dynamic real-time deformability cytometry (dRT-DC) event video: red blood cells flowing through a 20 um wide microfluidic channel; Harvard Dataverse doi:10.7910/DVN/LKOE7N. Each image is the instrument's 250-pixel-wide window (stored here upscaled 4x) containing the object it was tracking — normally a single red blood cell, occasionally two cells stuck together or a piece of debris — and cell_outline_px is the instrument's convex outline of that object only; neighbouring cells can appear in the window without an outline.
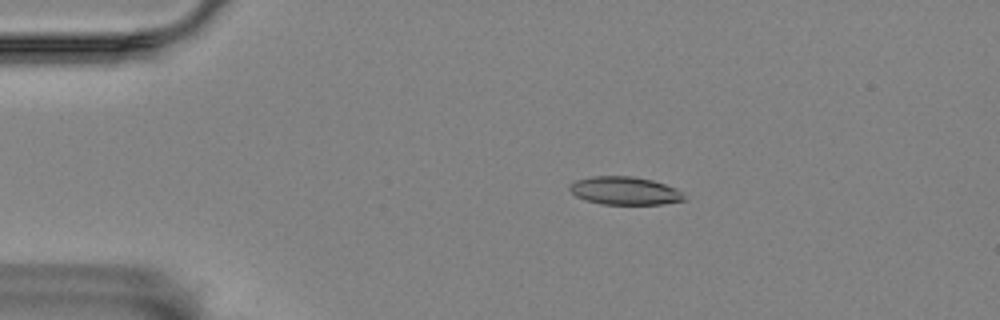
{"species": "Egyptian fruit bat (a non-hibernating species)", "species_latin": "Rousettus aegyptiacus", "temperature_condition": "room temperature", "stored_images_in_passage": 57, "camera_frame_rate_fps": 3000, "um_per_image_px": 0.085, "animal": {"sex": "female"}, "frame": {"image": 1, "passage_image": 11, "time_ms": 3.333, "image_size_px": [1000, 320], "cell_outline_px": [[688, 200], [660, 204], [604, 204], [584, 200], [576, 196], [568, 188], [576, 180], [592, 176], [632, 176], [652, 180], [676, 188]], "centroid_in_image_um": [53.11, 16.21], "position_along_channel_um": 31.9, "area_um2": 18.61}}
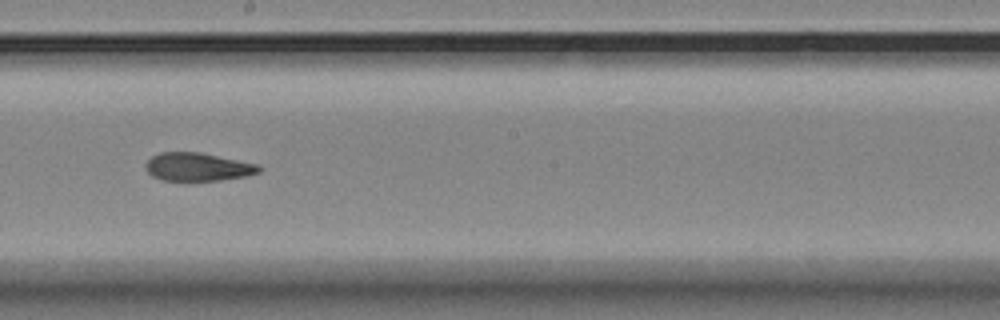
{"frame": {"image": 2, "passage_image": 32, "time_ms": 10.333, "image_size_px": [1000, 320], "cell_outline_px": [[260, 172], [244, 176], [220, 180], [160, 180], [152, 176], [144, 168], [144, 164], [152, 156], [160, 152], [200, 152], [260, 164]], "centroid_in_image_um": [16.79, 14.17], "position_along_channel_um": 231.4, "area_um2": 18.67}}
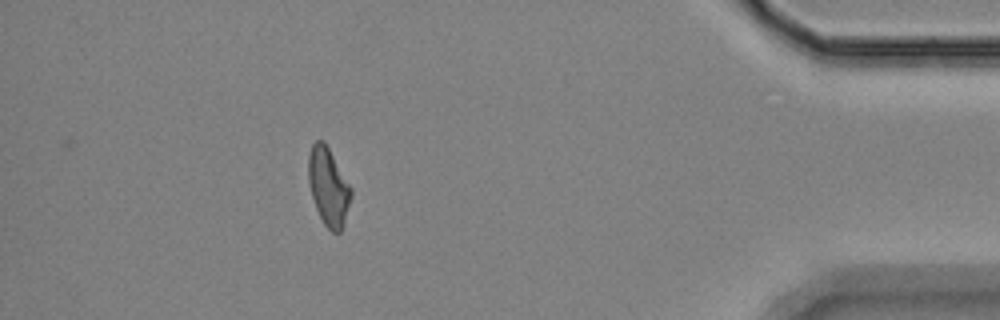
{"frame": {"image": 3, "passage_image": 51, "time_ms": 16.667, "image_size_px": [1000, 320], "cell_outline_px": [[352, 196], [344, 224], [340, 232], [332, 232], [324, 224], [316, 208], [312, 196], [308, 180], [308, 156], [312, 144], [316, 140], [324, 140], [352, 188]], "centroid_in_image_um": [27.92, 15.86], "position_along_channel_um": 407.3, "area_um2": 19.36}, "authors_computed_cell_mechanics": {"area_um2": 19.363, "velocity_mm_per_s": 3.5267, "shape_relaxation_time_tau1_ms": 6.9091, "shape_relaxation_time_tau2_ms": 3.2872, "deformation_change_tau1": 0.2004, "deformation_change_tau2": 0.1004}}